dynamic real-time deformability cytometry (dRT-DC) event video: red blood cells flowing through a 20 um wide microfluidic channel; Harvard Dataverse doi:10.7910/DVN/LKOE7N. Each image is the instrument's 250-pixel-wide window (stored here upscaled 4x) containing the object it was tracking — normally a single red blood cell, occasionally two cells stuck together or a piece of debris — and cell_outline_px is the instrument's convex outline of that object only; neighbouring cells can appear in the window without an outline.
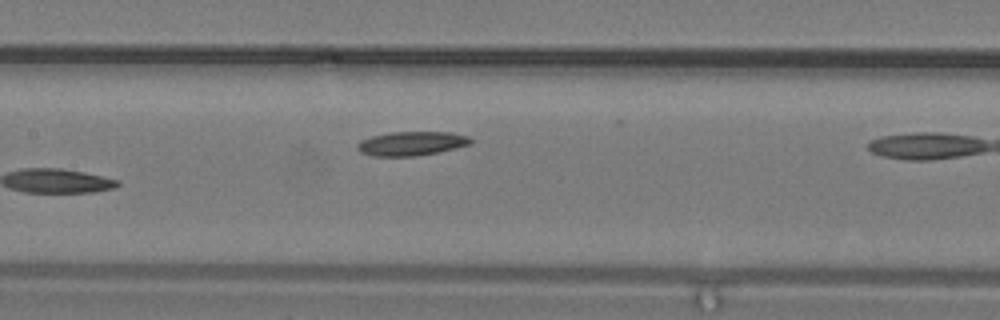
{"species": "common noctule bat (a hibernating species)", "species_latin": "Nyctalus noctula", "temperature_condition": "warm", "stored_images_in_passage": 12, "camera_frame_rate_fps": 3000, "um_per_image_px": 0.085, "animal": {"sex": "male", "body_mass_g": 19.2, "forearm_length_mm": 51.8}, "frame": {"image": 1, "passage_image": 12, "time_ms": 3.667, "image_size_px": [1000, 320], "cell_outline_px": [[472, 144], [436, 152], [416, 156], [372, 156], [360, 152], [356, 148], [356, 144], [360, 140], [372, 136], [388, 132], [448, 132], [468, 136], [472, 140]], "centroid_in_image_um": [34.93, 12.19], "position_along_channel_um": 172.5, "area_um2": 15.9}}